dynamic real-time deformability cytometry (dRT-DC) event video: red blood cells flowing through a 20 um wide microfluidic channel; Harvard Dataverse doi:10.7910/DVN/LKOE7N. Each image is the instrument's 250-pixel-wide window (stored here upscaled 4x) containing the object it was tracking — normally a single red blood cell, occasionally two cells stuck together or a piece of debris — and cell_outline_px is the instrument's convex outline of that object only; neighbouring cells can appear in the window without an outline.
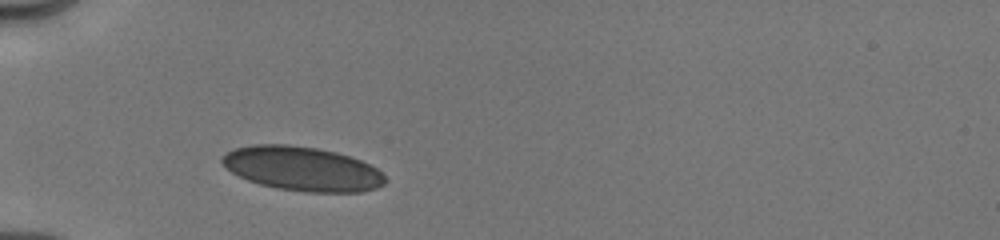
{"species": "human", "species_latin": "Homo sapiens", "temperature_condition": "cold", "stored_images_in_passage": 7, "camera_frame_rate_fps": 3000, "um_per_image_px": 0.085, "donor": {"sex": "male"}, "frame": {"image": 1, "passage_image": 1, "time_ms": 0.0, "image_size_px": [1000, 240], "cell_outline_px": [[388, 180], [384, 184], [376, 188], [360, 192], [304, 192], [276, 188], [260, 184], [248, 180], [232, 172], [220, 160], [220, 156], [236, 148], [252, 144], [288, 144], [316, 148], [336, 152], [360, 160], [376, 168]], "centroid_in_image_um": [25.69, 14.34], "position_along_channel_um": 59.3, "area_um2": 41.91}}
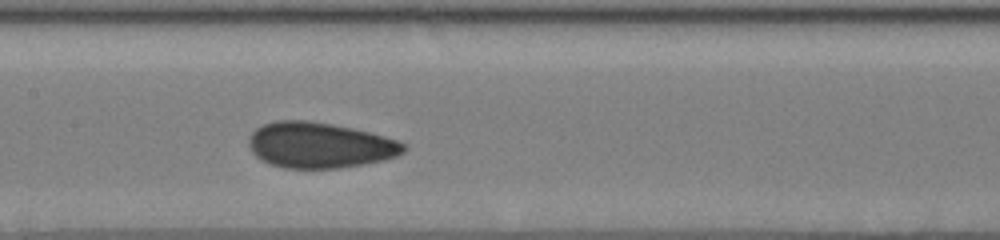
{"frame": {"image": 2, "passage_image": 4, "time_ms": 3.333, "image_size_px": [1000, 240], "cell_outline_px": [[408, 148], [404, 152], [396, 156], [384, 160], [364, 164], [340, 168], [284, 168], [268, 164], [256, 156], [252, 152], [248, 144], [248, 136], [256, 128], [264, 124], [276, 120], [308, 120], [332, 124], [352, 128], [384, 136], [408, 144]], "centroid_in_image_um": [27.17, 12.34], "position_along_channel_um": 180.2, "area_um2": 41.5}}
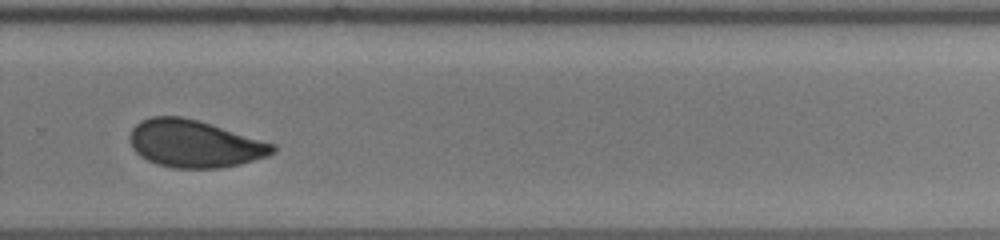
{"frame": {"image": 3, "passage_image": 7, "time_ms": 6.667, "image_size_px": [1000, 240], "cell_outline_px": [[276, 152], [268, 156], [240, 164], [220, 168], [172, 168], [156, 164], [140, 156], [132, 148], [128, 136], [132, 128], [140, 120], [152, 116], [180, 116], [200, 120], [276, 144]], "centroid_in_image_um": [16.53, 12.21], "position_along_channel_um": 313.3, "area_um2": 39.88}}